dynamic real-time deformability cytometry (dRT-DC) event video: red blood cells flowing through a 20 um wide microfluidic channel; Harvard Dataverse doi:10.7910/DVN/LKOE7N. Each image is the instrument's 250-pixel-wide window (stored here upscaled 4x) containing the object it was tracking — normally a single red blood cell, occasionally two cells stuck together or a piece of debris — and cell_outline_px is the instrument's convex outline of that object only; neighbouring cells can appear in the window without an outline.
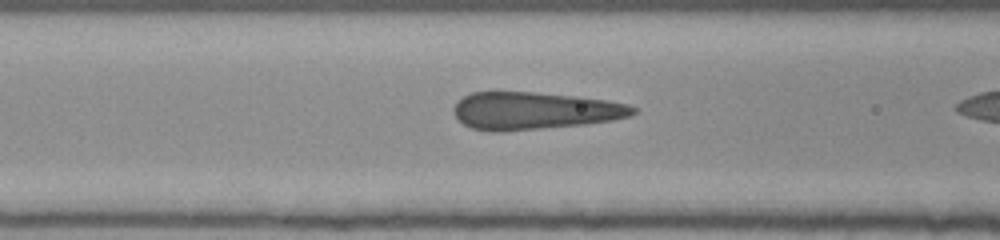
{"species": "human", "species_latin": "Homo sapiens", "temperature_condition": "room temperature", "stored_images_in_passage": 20, "camera_frame_rate_fps": 3000, "um_per_image_px": 0.085, "donor": {"sex": "female"}, "frame": {"image": 1, "passage_image": 18, "time_ms": 5.667, "image_size_px": [1000, 240], "cell_outline_px": [[636, 112], [632, 116], [612, 120], [584, 124], [500, 132], [488, 132], [472, 128], [464, 124], [452, 112], [452, 108], [464, 96], [472, 92], [536, 92], [580, 96], [608, 100], [628, 104], [636, 108]], "centroid_in_image_um": [45.44, 9.41], "position_along_channel_um": 121.2, "area_um2": 39.3}}